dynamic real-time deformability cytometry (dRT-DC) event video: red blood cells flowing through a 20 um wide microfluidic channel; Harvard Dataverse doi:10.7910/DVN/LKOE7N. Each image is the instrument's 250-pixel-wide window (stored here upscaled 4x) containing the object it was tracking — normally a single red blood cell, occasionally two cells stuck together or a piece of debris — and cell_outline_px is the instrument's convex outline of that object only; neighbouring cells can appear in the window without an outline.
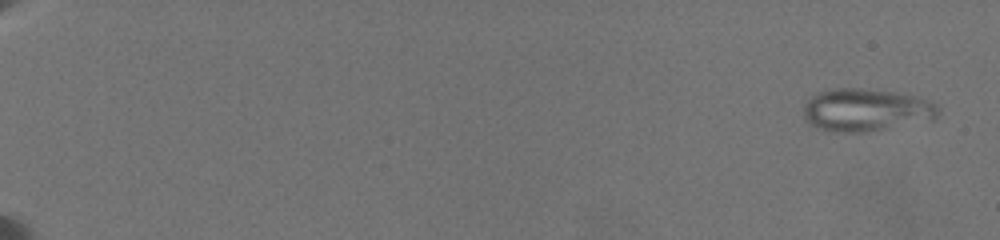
{"species": "common noctule bat (a hibernating species)", "species_latin": "Nyctalus noctula", "temperature_condition": "warm", "stored_images_in_passage": 10, "camera_frame_rate_fps": 3000, "um_per_image_px": 0.085, "animal": {"sex": "female", "body_mass_g": 19.5, "forearm_length_mm": 54.1}, "frame": {"image": 1, "passage_image": 1, "time_ms": 0.0, "image_size_px": [1000, 240], "cell_outline_px": [[940, 112], [932, 120], [860, 132], [836, 132], [816, 128], [804, 120], [804, 104], [812, 96], [820, 92], [836, 88], [856, 88], [892, 92], [912, 96], [928, 100], [936, 104], [940, 108]], "centroid_in_image_um": [73.58, 9.35], "position_along_channel_um": 11.4, "area_um2": 33.06}}